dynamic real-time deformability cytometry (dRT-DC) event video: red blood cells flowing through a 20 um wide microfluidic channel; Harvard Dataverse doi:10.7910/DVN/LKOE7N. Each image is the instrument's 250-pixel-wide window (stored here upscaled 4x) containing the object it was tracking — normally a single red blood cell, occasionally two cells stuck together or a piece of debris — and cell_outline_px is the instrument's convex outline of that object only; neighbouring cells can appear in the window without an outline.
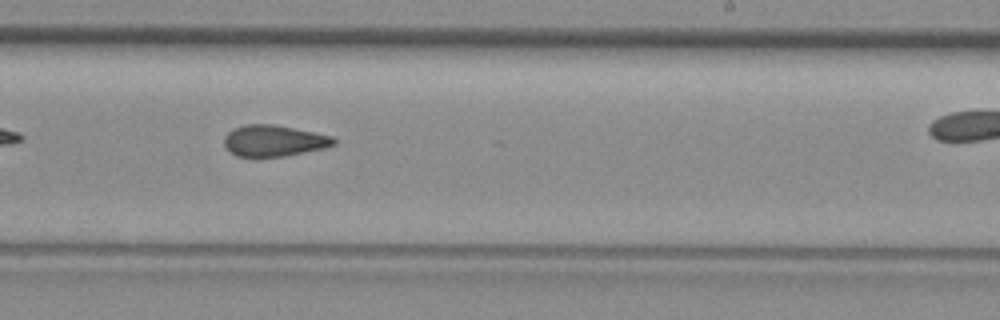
{"species": "common noctule bat (a hibernating species)", "species_latin": "Nyctalus noctula", "temperature_condition": "room temperature", "stored_images_in_passage": 23, "camera_frame_rate_fps": 3000, "um_per_image_px": 0.085, "animal": {"sex": "female", "body_mass_g": 29.2, "forearm_length_mm": 56.3}, "frame": {"image": 1, "passage_image": 14, "time_ms": 4.333, "image_size_px": [1000, 320], "cell_outline_px": [[336, 144], [324, 148], [284, 156], [236, 156], [224, 144], [224, 136], [232, 128], [244, 124], [272, 124], [332, 136], [336, 140]], "centroid_in_image_um": [23.26, 11.95], "position_along_channel_um": 265.7, "area_um2": 19.71}}